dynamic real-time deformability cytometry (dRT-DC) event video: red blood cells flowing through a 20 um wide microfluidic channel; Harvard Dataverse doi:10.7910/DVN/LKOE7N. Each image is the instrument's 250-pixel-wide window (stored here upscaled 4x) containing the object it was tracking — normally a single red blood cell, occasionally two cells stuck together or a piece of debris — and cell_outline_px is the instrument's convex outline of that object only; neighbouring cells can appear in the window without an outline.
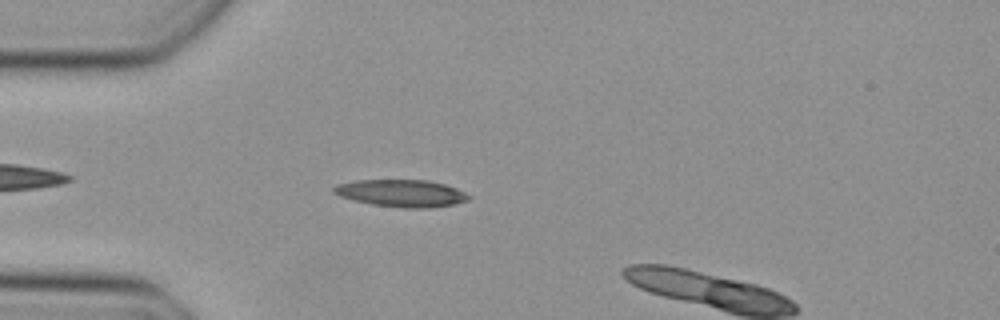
{"species": "Egyptian fruit bat (a non-hibernating species)", "species_latin": "Rousettus aegyptiacus", "temperature_condition": "cold", "stored_images_in_passage": 7, "camera_frame_rate_fps": 3000, "um_per_image_px": 0.085, "animal": {"sex": "female"}, "frame": {"image": 1, "passage_image": 5, "time_ms": 1.333, "image_size_px": [1000, 320], "cell_outline_px": [[472, 196], [468, 200], [452, 204], [424, 208], [404, 208], [372, 204], [340, 196], [332, 192], [332, 188], [336, 184], [356, 180], [428, 180], [444, 184], [456, 188]], "centroid_in_image_um": [34.1, 16.41], "position_along_channel_um": 50.9, "area_um2": 21.21}}